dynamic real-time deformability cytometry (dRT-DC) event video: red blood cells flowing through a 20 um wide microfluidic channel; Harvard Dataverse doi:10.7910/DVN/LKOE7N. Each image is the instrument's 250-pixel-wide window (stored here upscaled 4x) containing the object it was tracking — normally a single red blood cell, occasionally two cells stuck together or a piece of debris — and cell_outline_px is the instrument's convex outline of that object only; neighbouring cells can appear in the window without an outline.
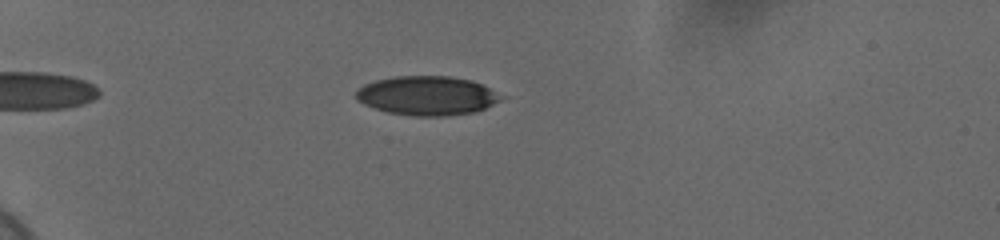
{"species": "human", "species_latin": "Homo sapiens", "temperature_condition": "cold", "stored_images_in_passage": 45, "camera_frame_rate_fps": 3000, "um_per_image_px": 0.085, "donor": {"sex": "female"}, "frame": {"image": 1, "passage_image": 5, "time_ms": 1.333, "image_size_px": [1000, 240], "cell_outline_px": [[508, 96], [476, 112], [444, 116], [416, 116], [388, 112], [364, 104], [356, 100], [356, 92], [364, 84], [376, 80], [396, 76], [448, 76], [472, 80]], "centroid_in_image_um": [36.34, 8.12], "position_along_channel_um": 48.7, "area_um2": 33.12}}
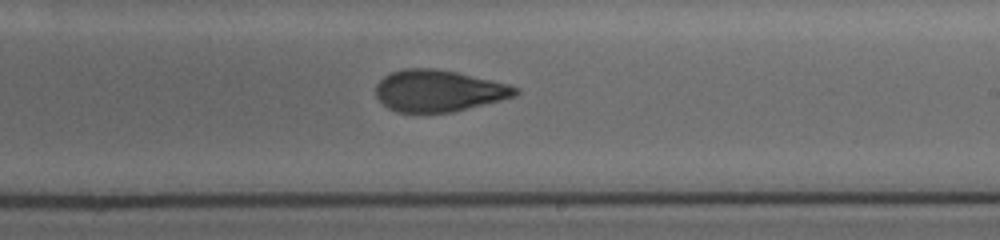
{"frame": {"image": 2, "passage_image": 25, "time_ms": 8.0, "image_size_px": [1000, 240], "cell_outline_px": [[520, 92], [516, 96], [452, 112], [396, 112], [388, 108], [376, 96], [376, 84], [384, 76], [392, 72], [404, 68], [436, 68], [456, 72], [492, 80], [508, 84], [520, 88]], "centroid_in_image_um": [37.29, 7.71], "position_along_channel_um": 251.7, "area_um2": 33.81}}
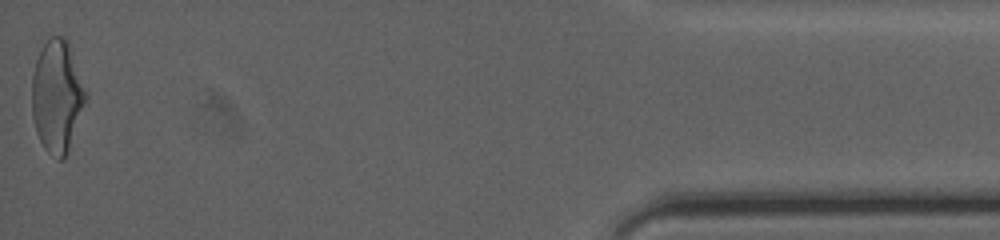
{"frame": {"image": 3, "passage_image": 45, "time_ms": 14.667, "image_size_px": [1000, 240], "cell_outline_px": [[88, 96], [68, 148], [64, 156], [60, 160], [56, 160], [44, 148], [36, 132], [32, 116], [32, 76], [36, 60], [48, 36], [64, 36], [68, 40], [72, 48], [88, 92]], "centroid_in_image_um": [4.86, 8.12], "position_along_channel_um": 430.3, "area_um2": 35.49}, "authors_computed_cell_mechanics": {"area_um2": 34.0442, "velocity_mm_per_s": 3.7069, "shape_relaxation_time_tau1_ms": 5.7634, "shape_relaxation_time_tau2_ms": 1.9281, "deformation_change_tau1": 0.1813, "deformation_change_tau2": 0.0883}}